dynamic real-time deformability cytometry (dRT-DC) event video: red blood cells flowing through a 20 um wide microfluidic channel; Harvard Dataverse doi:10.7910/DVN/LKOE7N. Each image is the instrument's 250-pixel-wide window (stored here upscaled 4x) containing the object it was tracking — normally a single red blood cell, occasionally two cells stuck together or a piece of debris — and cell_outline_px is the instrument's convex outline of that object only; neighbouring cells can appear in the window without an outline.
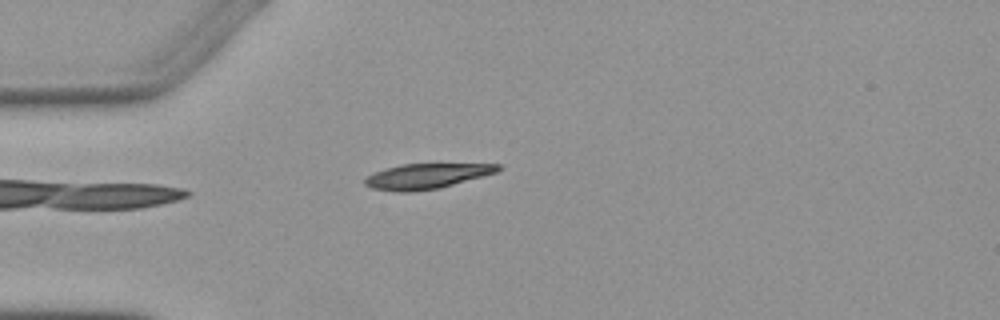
{"species": "Egyptian fruit bat (a non-hibernating species)", "species_latin": "Rousettus aegyptiacus", "temperature_condition": "warm", "stored_images_in_passage": 2, "camera_frame_rate_fps": 3000, "um_per_image_px": 0.085, "animal": {"sex": "female"}, "frame": {"image": 1, "passage_image": 1, "time_ms": 0.0, "image_size_px": [1000, 320], "cell_outline_px": [[500, 168], [496, 172], [440, 188], [412, 192], [396, 192], [372, 188], [364, 184], [364, 180], [372, 172], [400, 164], [500, 164]], "centroid_in_image_um": [36.19, 14.98], "position_along_channel_um": 48.8, "area_um2": 19.42}}